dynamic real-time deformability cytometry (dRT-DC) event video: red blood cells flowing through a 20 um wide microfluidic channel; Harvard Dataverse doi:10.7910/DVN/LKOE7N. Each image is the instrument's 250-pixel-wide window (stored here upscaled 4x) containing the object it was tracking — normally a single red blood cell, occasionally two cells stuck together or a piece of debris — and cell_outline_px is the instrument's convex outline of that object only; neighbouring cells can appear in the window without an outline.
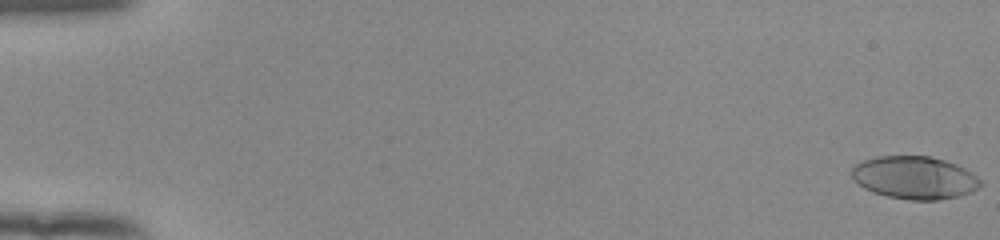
{"species": "human", "species_latin": "Homo sapiens", "temperature_condition": "room temperature", "stored_images_in_passage": 55, "camera_frame_rate_fps": 3000, "um_per_image_px": 0.085, "donor": {"sex": "female"}, "frame": {"image": 1, "passage_image": 1, "time_ms": 0.0, "image_size_px": [1000, 240], "cell_outline_px": [[984, 184], [980, 188], [972, 192], [960, 196], [940, 200], [908, 200], [888, 196], [872, 192], [864, 188], [852, 180], [852, 168], [856, 164], [864, 160], [876, 156], [932, 156], [956, 164], [972, 172]], "centroid_in_image_um": [77.76, 15.11], "position_along_channel_um": 7.2, "area_um2": 32.43}}
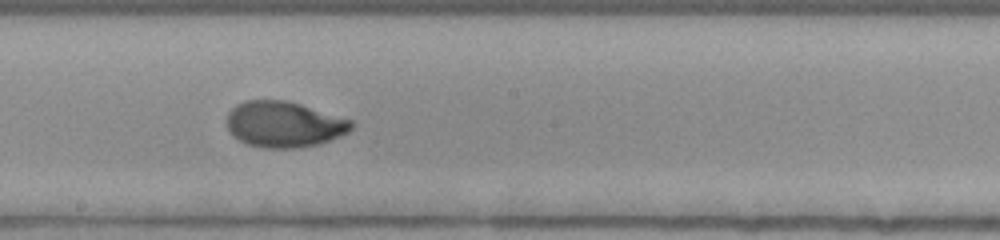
{"frame": {"image": 2, "passage_image": 32, "time_ms": 10.333, "image_size_px": [1000, 240], "cell_outline_px": [[352, 128], [348, 132], [340, 136], [316, 144], [296, 148], [264, 148], [248, 144], [232, 136], [228, 132], [228, 112], [236, 104], [244, 100], [288, 100], [352, 120]], "centroid_in_image_um": [24.11, 10.56], "position_along_channel_um": 224.1, "area_um2": 33.23}}
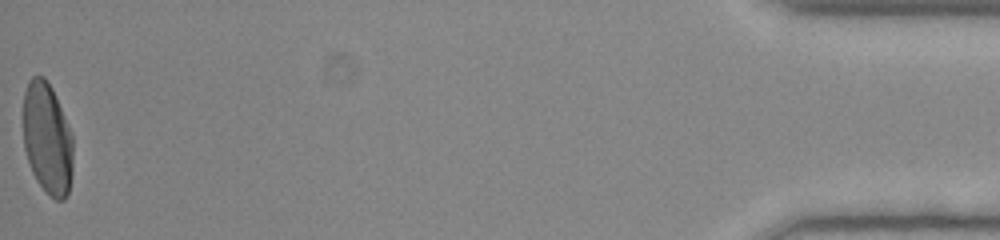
{"frame": {"image": 3, "passage_image": 55, "time_ms": 18.0, "image_size_px": [1000, 240], "cell_outline_px": [[72, 176], [68, 192], [64, 200], [56, 200], [44, 192], [36, 180], [32, 172], [24, 148], [24, 92], [28, 80], [32, 76], [44, 76], [52, 88], [72, 132]], "centroid_in_image_um": [4.03, 11.79], "position_along_channel_um": 431.2, "area_um2": 32.66}, "authors_computed_cell_mechanics": {"area_um2": 32.5414, "velocity_mm_per_s": 3.8809, "shape_relaxation_time_tau1_ms": 5.1176, "shape_relaxation_time_tau2_ms": null, "deformation_change_tau1": 0.2477, "deformation_change_tau2": null}}